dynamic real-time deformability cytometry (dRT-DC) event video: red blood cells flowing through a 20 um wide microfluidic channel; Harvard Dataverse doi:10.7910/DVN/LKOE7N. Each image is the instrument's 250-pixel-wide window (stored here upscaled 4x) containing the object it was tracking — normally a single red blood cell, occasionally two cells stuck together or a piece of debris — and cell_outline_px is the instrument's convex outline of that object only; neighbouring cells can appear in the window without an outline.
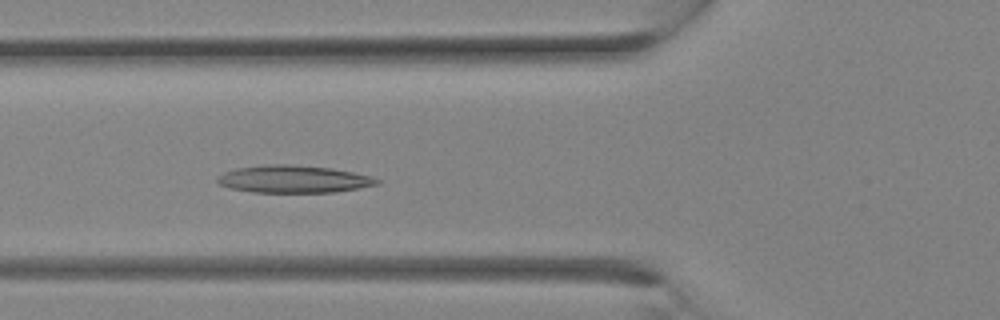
{"species": "Egyptian fruit bat (a non-hibernating species)", "species_latin": "Rousettus aegyptiacus", "temperature_condition": "room temperature", "stored_images_in_passage": 19, "camera_frame_rate_fps": 3000, "um_per_image_px": 0.085, "animal": {"sex": "female"}, "frame": {"image": 1, "passage_image": 10, "time_ms": 3.0, "image_size_px": [1000, 320], "cell_outline_px": [[380, 184], [360, 188], [336, 192], [252, 192], [228, 188], [216, 184], [216, 176], [224, 172], [236, 168], [268, 164], [292, 164], [332, 168], [372, 176], [380, 180]], "centroid_in_image_um": [24.92, 15.22], "position_along_channel_um": 100.9, "area_um2": 25.84}}
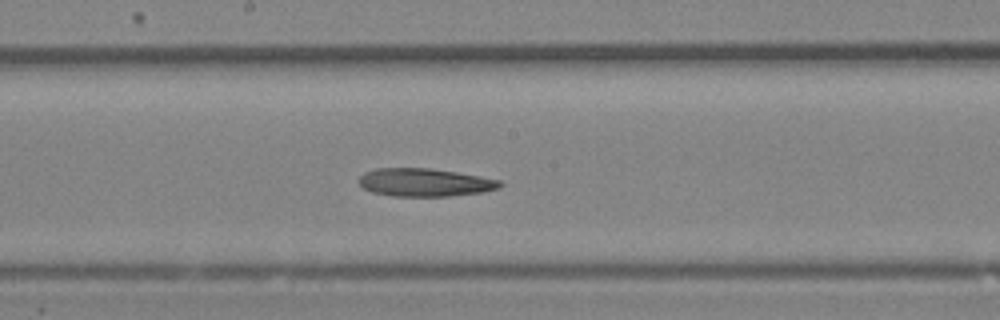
{"frame": {"image": 2, "passage_image": 15, "time_ms": 4.667, "image_size_px": [1000, 320], "cell_outline_px": [[504, 184], [500, 188], [484, 192], [448, 196], [392, 196], [372, 192], [364, 188], [360, 184], [360, 176], [364, 172], [376, 168], [432, 168], [456, 172], [500, 180]], "centroid_in_image_um": [36.12, 15.5], "position_along_channel_um": 212.1, "area_um2": 23.06}}
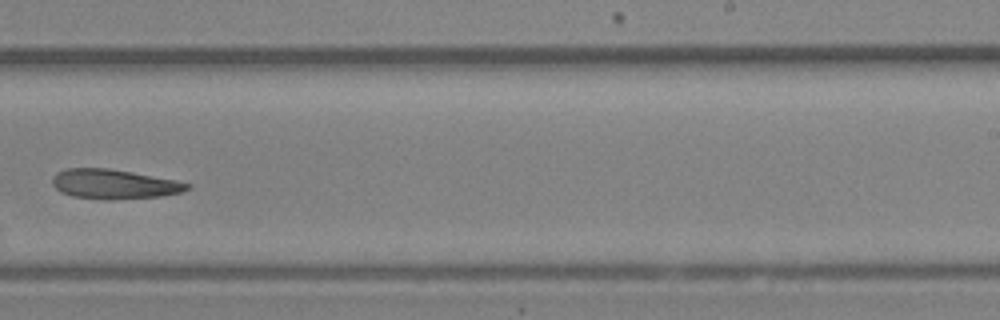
{"frame": {"image": 3, "passage_image": 18, "time_ms": 5.667, "image_size_px": [1000, 320], "cell_outline_px": [[192, 188], [180, 192], [160, 196], [108, 200], [104, 200], [72, 196], [60, 192], [52, 184], [52, 176], [56, 172], [64, 168], [108, 168], [132, 172], [176, 180], [192, 184]], "centroid_in_image_um": [9.67, 15.64], "position_along_channel_um": 279.3, "area_um2": 23.41}}